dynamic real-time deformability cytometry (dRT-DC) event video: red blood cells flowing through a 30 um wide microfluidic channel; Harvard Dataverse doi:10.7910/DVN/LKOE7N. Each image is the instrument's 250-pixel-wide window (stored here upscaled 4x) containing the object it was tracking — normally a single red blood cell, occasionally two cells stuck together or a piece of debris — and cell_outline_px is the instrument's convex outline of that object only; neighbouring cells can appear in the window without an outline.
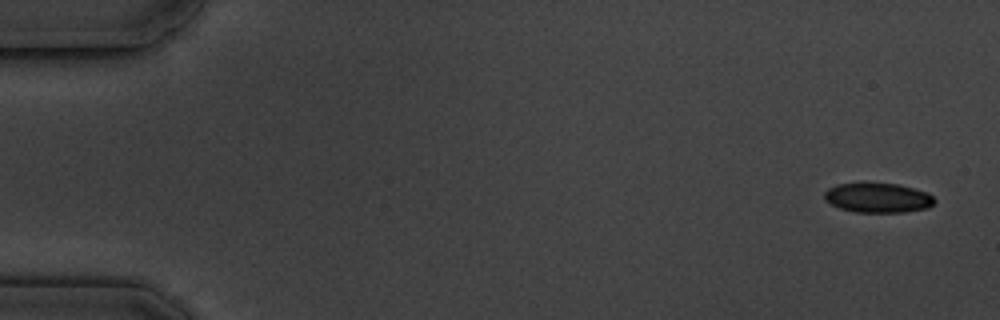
{"species": "common noctule bat (a hibernating species)", "species_latin": "Nyctalus noctula", "temperature_condition": "cold", "stored_images_in_passage": 13, "camera_frame_rate_fps": 3000, "um_per_image_px": 0.085, "animal": {"sex": "male", "body_mass_g": 19.5, "forearm_length_mm": 54.6}, "frame": {"image": 1, "passage_image": 1, "time_ms": 0.0, "image_size_px": [1000, 320], "cell_outline_px": [[936, 200], [928, 208], [904, 212], [856, 212], [840, 208], [824, 200], [824, 192], [828, 188], [836, 184], [896, 184], [928, 192]], "centroid_in_image_um": [74.62, 16.82], "position_along_channel_um": 10.4, "area_um2": 18.79}}
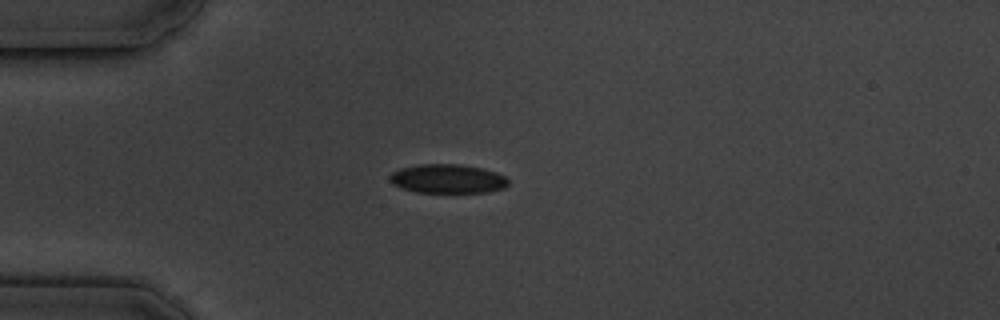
{"frame": {"image": 2, "passage_image": 4, "time_ms": 4.333, "image_size_px": [1000, 320], "cell_outline_px": [[508, 184], [504, 188], [488, 192], [416, 192], [392, 184], [388, 180], [388, 176], [392, 172], [400, 168], [416, 164], [460, 164], [480, 168], [496, 172], [504, 176], [508, 180]], "centroid_in_image_um": [38.01, 15.19], "position_along_channel_um": 47.0, "area_um2": 20.06}}
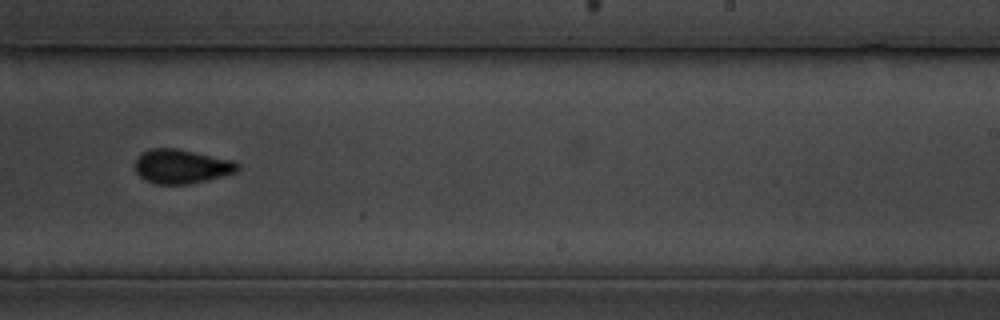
{"frame": {"image": 3, "passage_image": 10, "time_ms": 11.333, "image_size_px": [1000, 320], "cell_outline_px": [[240, 168], [236, 172], [208, 180], [188, 184], [156, 184], [140, 176], [136, 172], [136, 160], [144, 152], [152, 148], [176, 148], [232, 160], [240, 164]], "centroid_in_image_um": [15.47, 14.15], "position_along_channel_um": 273.5, "area_um2": 20.17}, "authors_computed_cell_mechanics": {"area_um2": 20.1722, "velocity_mm_per_s": 3.4957, "shape_relaxation_time_tau1_ms": 2.8526, "shape_relaxation_time_tau2_ms": null, "deformation_change_tau1": 0.0792, "deformation_change_tau2": null}}